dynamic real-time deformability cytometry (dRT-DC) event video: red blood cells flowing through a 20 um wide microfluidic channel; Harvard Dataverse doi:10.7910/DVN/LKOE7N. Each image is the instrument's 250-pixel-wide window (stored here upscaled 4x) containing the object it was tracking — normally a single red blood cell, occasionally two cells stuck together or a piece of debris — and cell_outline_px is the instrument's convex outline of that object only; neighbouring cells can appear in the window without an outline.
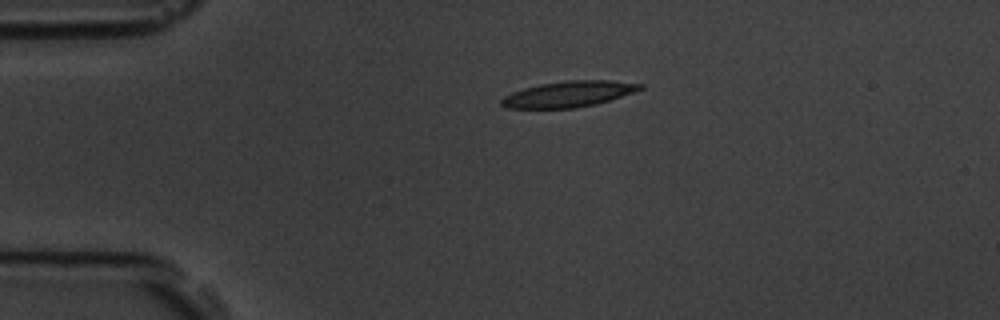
{"species": "common noctule bat (a hibernating species)", "species_latin": "Nyctalus noctula", "temperature_condition": "room temperature", "stored_images_in_passage": 2, "camera_frame_rate_fps": 3000, "um_per_image_px": 0.085, "animal": {"sex": "male", "body_mass_g": 19.5, "forearm_length_mm": 54.6}, "frame": {"image": 1, "passage_image": 1, "time_ms": 0.0, "image_size_px": [1000, 320], "cell_outline_px": [[644, 88], [596, 104], [576, 108], [508, 108], [500, 104], [500, 100], [504, 96], [512, 92], [524, 88], [540, 84], [568, 80], [612, 80], [644, 84]], "centroid_in_image_um": [48.32, 7.99], "position_along_channel_um": 36.7, "area_um2": 20.81}}
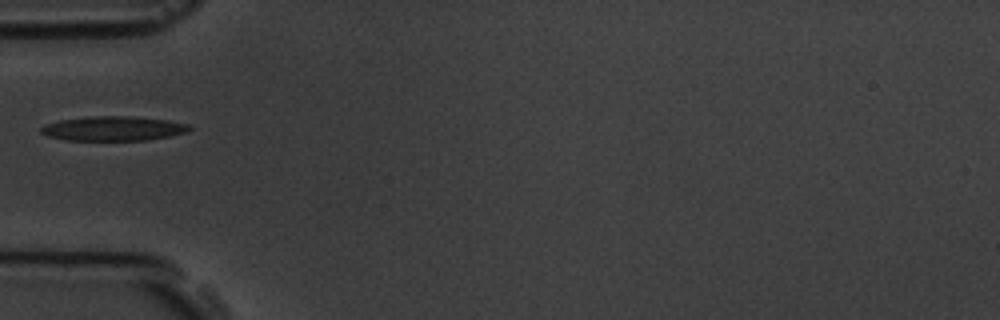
{"frame": {"image": 2, "passage_image": 2, "time_ms": 2.0, "image_size_px": [1000, 320], "cell_outline_px": [[192, 128], [188, 132], [168, 136], [144, 140], [68, 140], [48, 136], [40, 132], [40, 128], [48, 124], [60, 120], [88, 116], [128, 116], [168, 120], [188, 124]], "centroid_in_image_um": [9.64, 10.92], "position_along_channel_um": 75.4, "area_um2": 20.98}}